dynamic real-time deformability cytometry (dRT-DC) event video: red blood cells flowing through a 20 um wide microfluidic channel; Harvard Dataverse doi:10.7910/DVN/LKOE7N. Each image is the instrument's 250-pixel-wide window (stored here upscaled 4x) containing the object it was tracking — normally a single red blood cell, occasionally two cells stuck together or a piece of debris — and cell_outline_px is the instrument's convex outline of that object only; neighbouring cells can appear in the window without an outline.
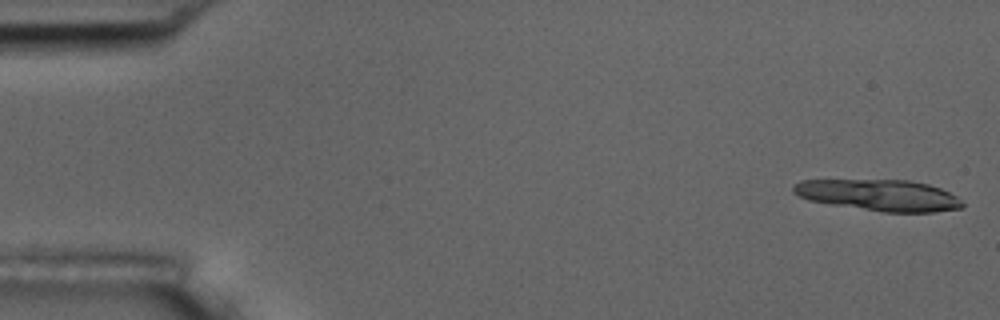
{"species": "common noctule bat (a hibernating species)", "species_latin": "Nyctalus noctula", "temperature_condition": "room temperature", "stored_images_in_passage": 6, "camera_frame_rate_fps": 3000, "um_per_image_px": 0.085, "animal": {"sex": "male", "body_mass_g": 17.5, "forearm_length_mm": 52.3}, "frame": {"image": 1, "passage_image": 1, "time_ms": 0.0, "image_size_px": [1000, 320], "cell_outline_px": [[964, 208], [932, 212], [884, 212], [832, 204], [808, 200], [792, 192], [792, 184], [800, 180], [908, 180], [928, 184], [940, 188], [956, 196], [964, 204]], "centroid_in_image_um": [74.71, 16.58], "position_along_channel_um": 10.3, "area_um2": 30.75}}
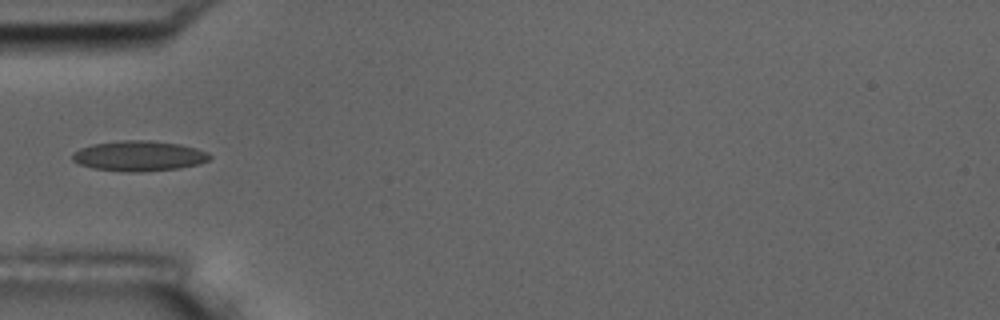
{"frame": {"image": 2, "passage_image": 6, "time_ms": 5.667, "image_size_px": [1000, 320], "cell_outline_px": [[212, 156], [208, 160], [200, 164], [180, 168], [140, 172], [132, 172], [92, 168], [80, 164], [72, 160], [72, 152], [80, 148], [92, 144], [120, 140], [152, 140], [180, 144], [196, 148], [208, 152]], "centroid_in_image_um": [11.82, 13.25], "position_along_channel_um": 73.2, "area_um2": 24.39}}